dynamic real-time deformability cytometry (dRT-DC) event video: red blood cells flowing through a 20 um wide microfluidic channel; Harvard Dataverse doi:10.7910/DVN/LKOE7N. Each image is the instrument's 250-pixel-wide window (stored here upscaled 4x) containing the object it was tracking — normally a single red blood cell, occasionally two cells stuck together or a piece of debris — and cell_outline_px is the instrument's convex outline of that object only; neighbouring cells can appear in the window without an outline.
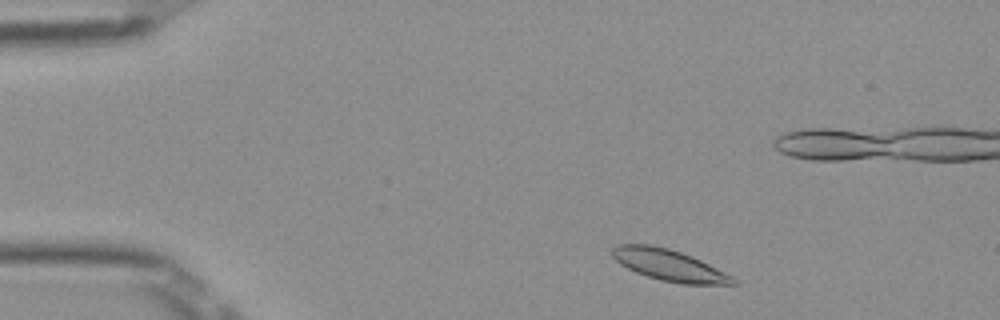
{"species": "Egyptian fruit bat (a non-hibernating species)", "species_latin": "Rousettus aegyptiacus", "temperature_condition": "room temperature", "stored_images_in_passage": 47, "camera_frame_rate_fps": 3000, "um_per_image_px": 0.085, "frame": {"image": 1, "passage_image": 3, "time_ms": 0.667, "image_size_px": [1000, 320], "cell_outline_px": [[740, 284], [680, 284], [660, 280], [636, 272], [620, 264], [612, 256], [612, 248], [616, 244], [648, 244], [668, 248], [692, 256], [732, 276]], "centroid_in_image_um": [56.86, 22.54], "position_along_channel_um": 28.1, "area_um2": 21.91}}
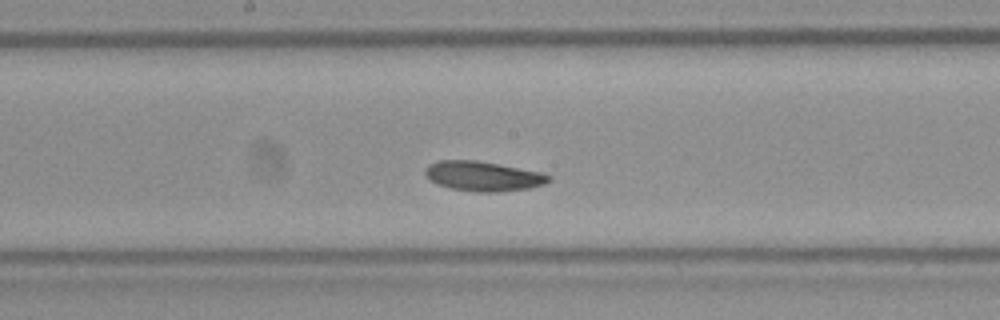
{"frame": {"image": 2, "passage_image": 22, "time_ms": 7.0, "image_size_px": [1000, 320], "cell_outline_px": [[552, 180], [544, 184], [532, 188], [500, 192], [476, 192], [452, 188], [440, 184], [432, 180], [424, 172], [424, 168], [428, 164], [440, 160], [476, 160], [540, 172], [552, 176]], "centroid_in_image_um": [41.11, 14.98], "position_along_channel_um": 207.1, "area_um2": 21.33}}
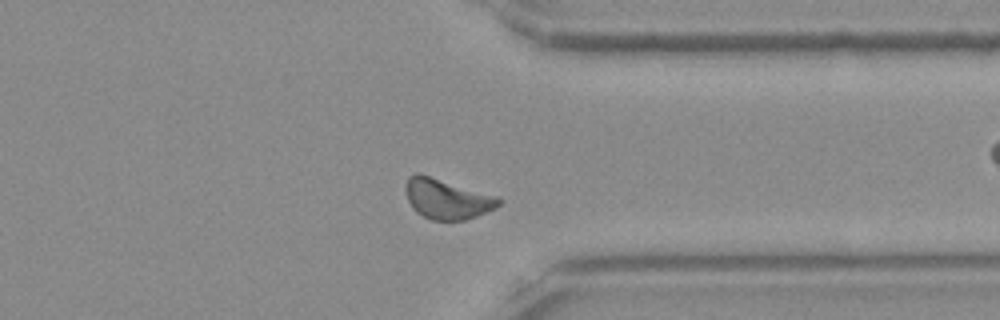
{"frame": {"image": 3, "passage_image": 35, "time_ms": 11.333, "image_size_px": [1000, 320], "cell_outline_px": [[504, 200], [496, 208], [476, 216], [464, 220], [432, 220], [416, 212], [412, 208], [404, 192], [404, 188], [408, 176], [416, 172], [496, 196]], "centroid_in_image_um": [37.96, 16.91], "position_along_channel_um": 373.4, "area_um2": 21.68}, "authors_computed_cell_mechanics": {"area_um2": 21.2126, "velocity_mm_per_s": 3.8925, "shape_relaxation_time_tau1_ms": 6.6927, "shape_relaxation_time_tau2_ms": 4.9423, "deformation_change_tau1": 0.1229, "deformation_change_tau2": 0.1019}}